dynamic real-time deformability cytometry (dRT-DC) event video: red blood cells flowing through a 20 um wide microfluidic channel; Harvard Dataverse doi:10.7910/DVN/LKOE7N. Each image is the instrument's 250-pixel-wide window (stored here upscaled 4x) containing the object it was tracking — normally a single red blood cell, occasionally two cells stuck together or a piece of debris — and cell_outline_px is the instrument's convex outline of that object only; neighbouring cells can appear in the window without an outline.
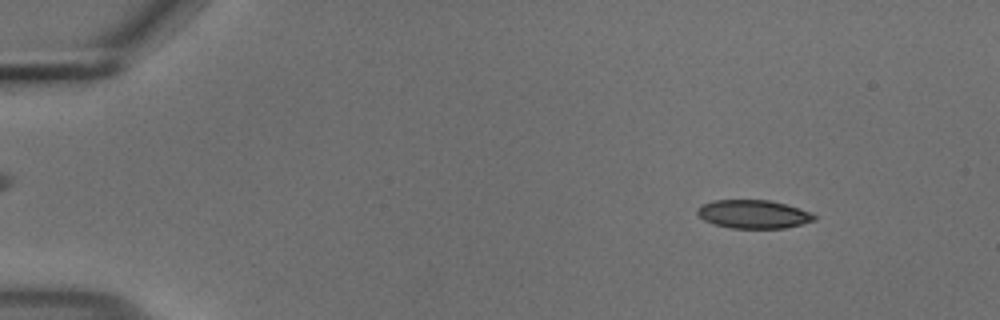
{"species": "common noctule bat (a hibernating species)", "species_latin": "Nyctalus noctula", "temperature_condition": "cold", "stored_images_in_passage": 54, "camera_frame_rate_fps": 3000, "um_per_image_px": 0.085, "animal": {"sex": "male", "body_mass_g": 18.8}, "frame": {"image": 1, "passage_image": 6, "time_ms": 1.667, "image_size_px": [1000, 320], "cell_outline_px": [[816, 220], [784, 228], [732, 228], [712, 224], [704, 220], [696, 212], [696, 208], [712, 200], [768, 200], [784, 204], [812, 212], [816, 216]], "centroid_in_image_um": [64.02, 18.2], "position_along_channel_um": 21.0, "area_um2": 19.31}}
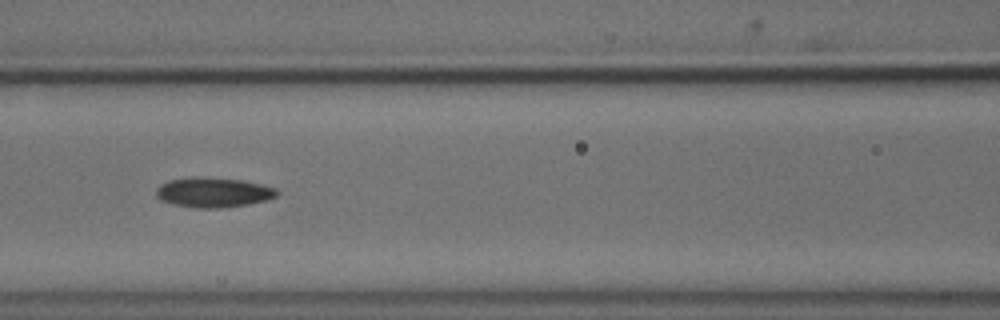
{"frame": {"image": 2, "passage_image": 24, "time_ms": 7.667, "image_size_px": [1000, 320], "cell_outline_px": [[280, 192], [276, 196], [268, 200], [248, 204], [220, 208], [196, 208], [172, 204], [160, 200], [156, 196], [156, 188], [160, 184], [168, 180], [192, 176], [196, 176], [240, 180], [260, 184], [276, 188]], "centroid_in_image_um": [18.1, 16.35], "position_along_channel_um": 148.5, "area_um2": 21.21}}
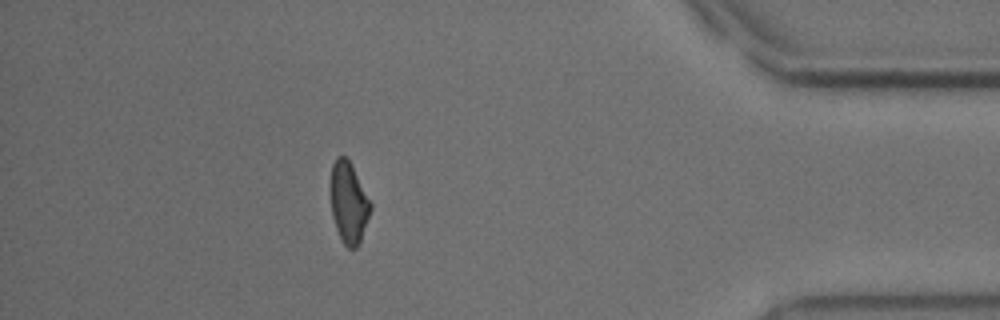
{"frame": {"image": 3, "passage_image": 48, "time_ms": 15.667, "image_size_px": [1000, 320], "cell_outline_px": [[372, 208], [360, 244], [356, 248], [348, 248], [344, 244], [336, 228], [332, 216], [332, 164], [336, 156], [344, 156], [352, 164], [372, 204]], "centroid_in_image_um": [29.67, 17.24], "position_along_channel_um": 405.5, "area_um2": 18.73}, "authors_computed_cell_mechanics": {"area_um2": 19.941, "velocity_mm_per_s": 3.7048, "shape_relaxation_time_tau1_ms": 5.6225, "shape_relaxation_time_tau2_ms": 5.8745, "deformation_change_tau1": 0.1254, "deformation_change_tau2": 0.1315}}